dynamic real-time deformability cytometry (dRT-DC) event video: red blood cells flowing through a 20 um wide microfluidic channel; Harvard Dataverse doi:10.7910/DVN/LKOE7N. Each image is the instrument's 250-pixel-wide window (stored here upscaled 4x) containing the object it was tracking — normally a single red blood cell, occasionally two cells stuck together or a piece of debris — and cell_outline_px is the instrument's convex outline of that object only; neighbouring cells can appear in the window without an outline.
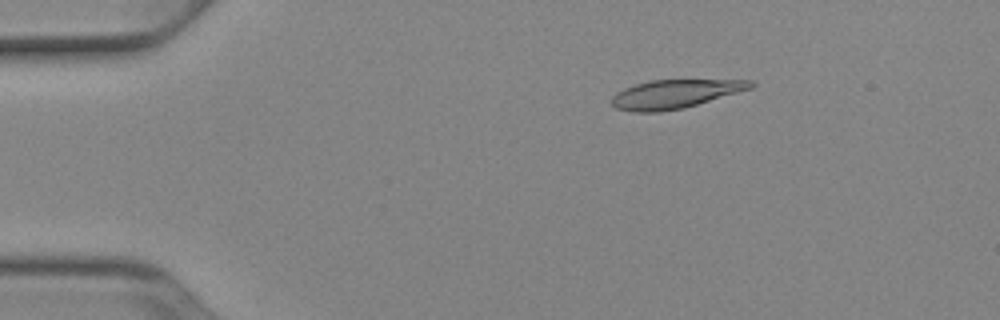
{"species": "Egyptian fruit bat (a non-hibernating species)", "species_latin": "Rousettus aegyptiacus", "temperature_condition": "cold", "stored_images_in_passage": 47, "camera_frame_rate_fps": 3000, "um_per_image_px": 0.085, "animal": {"sex": "female"}, "frame": {"image": 1, "passage_image": 4, "time_ms": 1.0, "image_size_px": [1000, 320], "cell_outline_px": [[756, 84], [752, 88], [684, 108], [660, 112], [636, 112], [616, 108], [612, 104], [612, 96], [616, 92], [624, 88], [636, 84], [652, 80], [752, 80]], "centroid_in_image_um": [57.37, 7.99], "position_along_channel_um": 27.6, "area_um2": 23.06}}
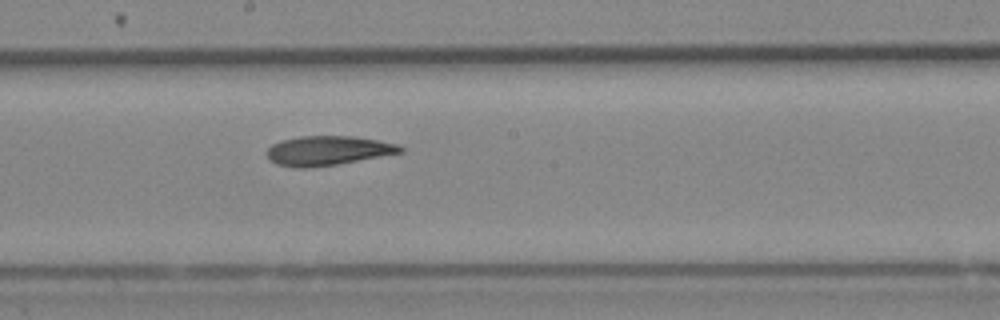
{"frame": {"image": 2, "passage_image": 24, "time_ms": 7.667, "image_size_px": [1000, 320], "cell_outline_px": [[404, 152], [336, 164], [304, 168], [296, 168], [276, 164], [268, 160], [264, 152], [272, 144], [280, 140], [300, 136], [352, 136], [376, 140], [396, 144], [404, 148]], "centroid_in_image_um": [27.79, 12.8], "position_along_channel_um": 220.4, "area_um2": 22.89}}
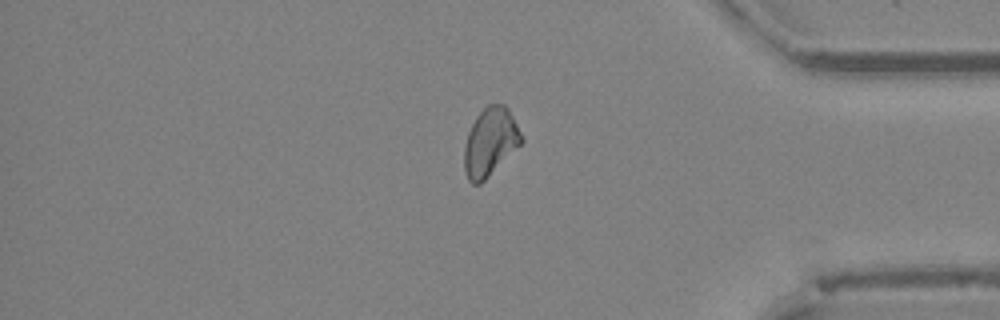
{"frame": {"image": 3, "passage_image": 39, "time_ms": 12.667, "image_size_px": [1000, 320], "cell_outline_px": [[524, 140], [480, 184], [472, 184], [468, 180], [464, 172], [464, 148], [468, 132], [476, 116], [488, 104], [504, 104], [508, 108]], "centroid_in_image_um": [41.64, 12.07], "position_along_channel_um": 393.6, "area_um2": 22.31}, "authors_computed_cell_mechanics": {"area_um2": 23.1778, "velocity_mm_per_s": 3.904, "shape_relaxation_time_tau1_ms": 9.2185, "shape_relaxation_time_tau2_ms": null, "deformation_change_tau1": 0.1858, "deformation_change_tau2": null}}